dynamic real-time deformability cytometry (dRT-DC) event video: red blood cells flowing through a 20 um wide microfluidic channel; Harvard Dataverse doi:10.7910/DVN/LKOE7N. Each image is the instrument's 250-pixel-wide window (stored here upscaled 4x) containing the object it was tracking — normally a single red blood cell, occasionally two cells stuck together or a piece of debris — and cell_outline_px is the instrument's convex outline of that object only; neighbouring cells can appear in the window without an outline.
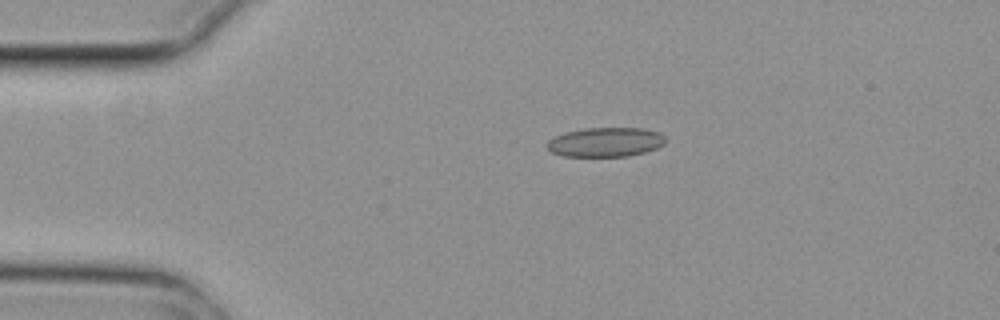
{"species": "common noctule bat (a hibernating species)", "species_latin": "Nyctalus noctula", "temperature_condition": "cold", "stored_images_in_passage": 5, "camera_frame_rate_fps": 3000, "um_per_image_px": 0.085, "animal": {"sex": "female", "body_mass_g": 29.2, "forearm_length_mm": 56.3}, "frame": {"image": 1, "passage_image": 3, "time_ms": 0.667, "image_size_px": [1000, 320], "cell_outline_px": [[664, 144], [656, 148], [644, 152], [628, 156], [564, 156], [552, 152], [544, 144], [548, 140], [564, 132], [584, 128], [644, 128], [660, 132], [664, 136]], "centroid_in_image_um": [51.45, 12.07], "position_along_channel_um": 33.5, "area_um2": 20.29}}